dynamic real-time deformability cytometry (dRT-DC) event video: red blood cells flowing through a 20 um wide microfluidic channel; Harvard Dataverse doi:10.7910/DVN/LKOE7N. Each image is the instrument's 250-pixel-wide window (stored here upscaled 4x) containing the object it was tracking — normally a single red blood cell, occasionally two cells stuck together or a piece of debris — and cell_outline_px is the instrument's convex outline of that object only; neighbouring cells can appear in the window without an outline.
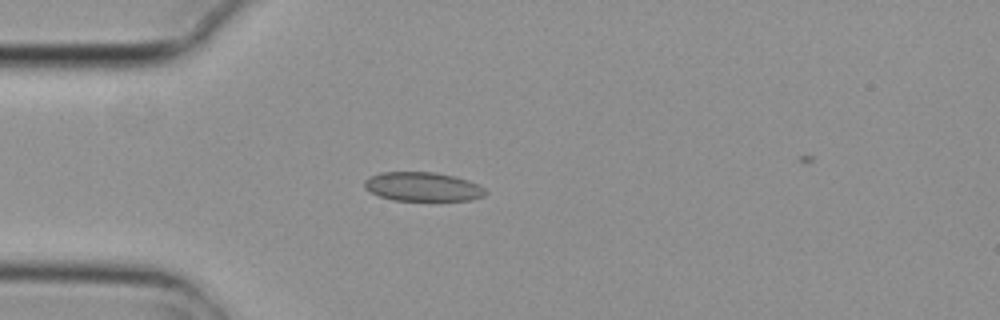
{"species": "common noctule bat (a hibernating species)", "species_latin": "Nyctalus noctula", "temperature_condition": "cold", "stored_images_in_passage": 4, "camera_frame_rate_fps": 3000, "um_per_image_px": 0.085, "animal": {"sex": "female", "body_mass_g": 29.2, "forearm_length_mm": 56.3}, "frame": {"image": 1, "passage_image": 3, "time_ms": 0.667, "image_size_px": [1000, 320], "cell_outline_px": [[488, 192], [484, 196], [472, 200], [392, 200], [380, 196], [364, 188], [364, 180], [368, 176], [380, 172], [432, 172], [452, 176], [468, 180], [484, 188]], "centroid_in_image_um": [35.91, 15.87], "position_along_channel_um": 49.1, "area_um2": 20.4}}